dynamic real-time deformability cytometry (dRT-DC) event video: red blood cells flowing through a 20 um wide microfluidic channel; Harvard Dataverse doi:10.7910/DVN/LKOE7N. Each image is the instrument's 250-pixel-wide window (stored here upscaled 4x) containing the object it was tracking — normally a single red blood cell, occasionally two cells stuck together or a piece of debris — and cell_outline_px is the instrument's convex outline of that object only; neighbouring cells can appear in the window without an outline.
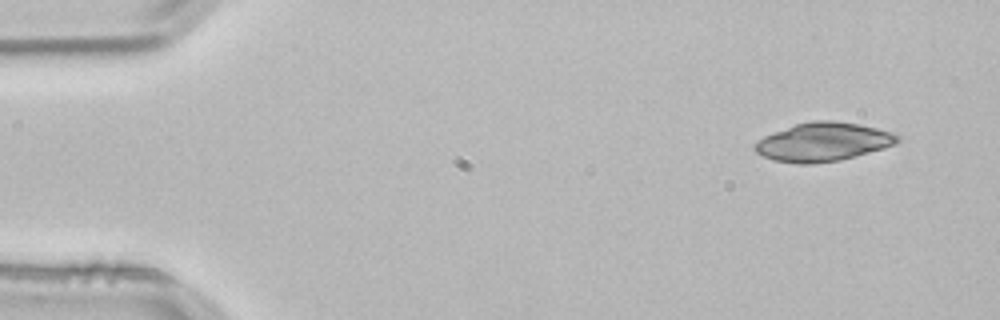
{"species": "common noctule bat (a hibernating species)", "species_latin": "Nyctalus noctula", "temperature_condition": "room temperature", "stored_images_in_passage": 3, "camera_frame_rate_fps": 3000, "um_per_image_px": 0.085, "animal": {"sex": "male", "body_mass_g": 21.5, "forearm_length_mm": 52.0}, "frame": {"image": 1, "passage_image": 1, "time_ms": 0.0, "image_size_px": [1000, 320], "cell_outline_px": [[900, 140], [896, 144], [884, 148], [856, 156], [840, 160], [812, 164], [796, 164], [772, 160], [756, 152], [752, 148], [752, 144], [756, 140], [764, 136], [796, 124], [812, 120], [832, 120], [856, 124], [876, 128], [900, 136]], "centroid_in_image_um": [69.91, 12.08], "position_along_channel_um": 15.1, "area_um2": 32.14}}